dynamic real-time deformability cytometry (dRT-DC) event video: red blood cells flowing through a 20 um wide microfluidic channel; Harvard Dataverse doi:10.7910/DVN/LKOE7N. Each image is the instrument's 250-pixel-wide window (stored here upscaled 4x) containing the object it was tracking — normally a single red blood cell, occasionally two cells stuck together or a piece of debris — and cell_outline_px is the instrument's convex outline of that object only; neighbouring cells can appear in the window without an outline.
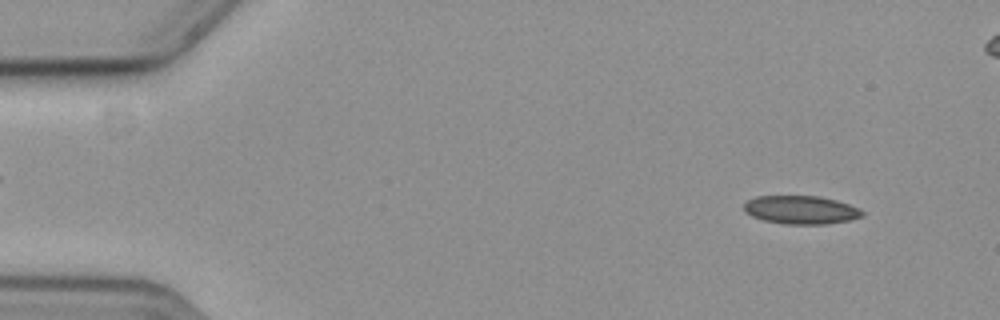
{"species": "common noctule bat (a hibernating species)", "species_latin": "Nyctalus noctula", "temperature_condition": "cold", "stored_images_in_passage": 51, "camera_frame_rate_fps": 3000, "um_per_image_px": 0.085, "animal": {"sex": "female", "body_mass_g": 19.3, "forearm_length_mm": 54.1}, "frame": {"image": 1, "passage_image": 2, "time_ms": 0.333, "image_size_px": [1000, 320], "cell_outline_px": [[864, 216], [852, 220], [828, 224], [784, 224], [764, 220], [752, 216], [744, 212], [744, 204], [748, 200], [756, 196], [820, 196], [836, 200], [848, 204], [864, 212]], "centroid_in_image_um": [68.08, 17.84], "position_along_channel_um": 16.9, "area_um2": 19.59}}
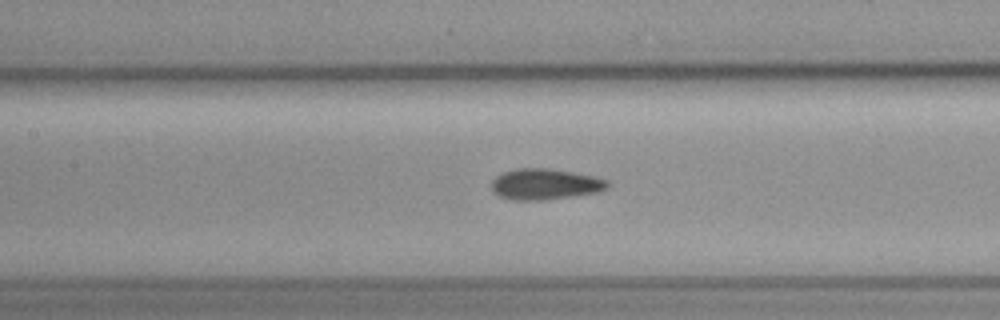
{"frame": {"image": 2, "passage_image": 23, "time_ms": 7.333, "image_size_px": [1000, 320], "cell_outline_px": [[608, 188], [596, 192], [572, 196], [544, 200], [516, 200], [500, 196], [492, 192], [492, 180], [496, 176], [504, 172], [516, 168], [548, 168], [572, 172], [592, 176], [608, 180]], "centroid_in_image_um": [46.3, 15.65], "position_along_channel_um": 161.1, "area_um2": 20.75}}
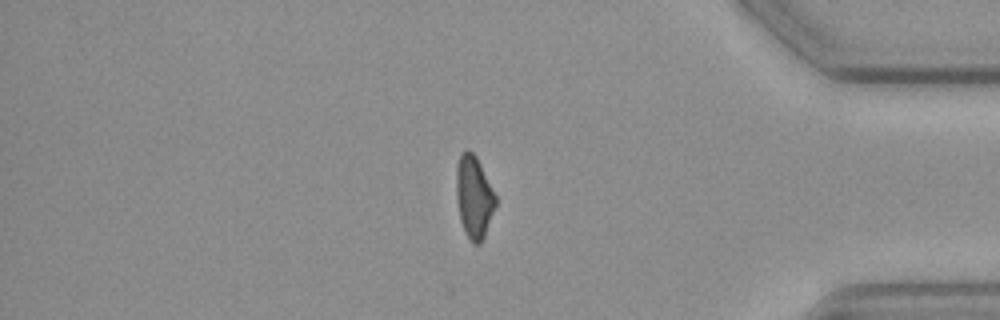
{"frame": {"image": 3, "passage_image": 45, "time_ms": 14.667, "image_size_px": [1000, 320], "cell_outline_px": [[496, 204], [484, 236], [480, 244], [472, 244], [464, 232], [460, 220], [456, 200], [456, 164], [460, 152], [464, 148], [468, 148], [476, 156], [496, 196]], "centroid_in_image_um": [40.25, 16.71], "position_along_channel_um": 395.0, "area_um2": 19.07}}